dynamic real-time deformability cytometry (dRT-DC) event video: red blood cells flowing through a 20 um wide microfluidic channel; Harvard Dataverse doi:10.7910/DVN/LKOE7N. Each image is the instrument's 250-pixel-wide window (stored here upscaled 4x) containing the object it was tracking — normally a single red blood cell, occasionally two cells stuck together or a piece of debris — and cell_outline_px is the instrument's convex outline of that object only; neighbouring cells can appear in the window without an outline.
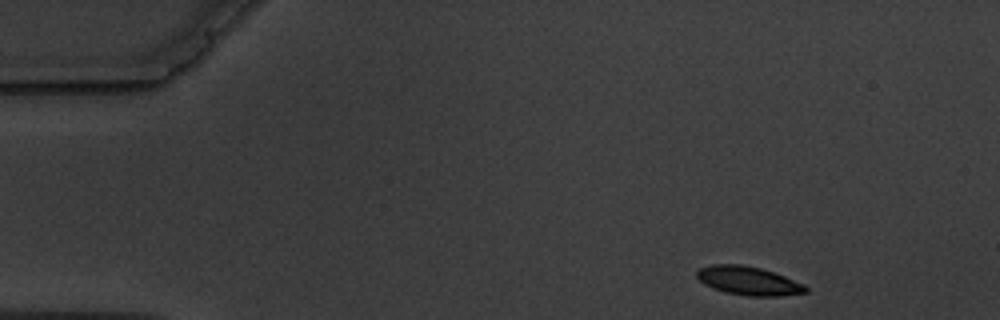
{"species": "common noctule bat (a hibernating species)", "species_latin": "Nyctalus noctula", "temperature_condition": "warm", "stored_images_in_passage": 3, "camera_frame_rate_fps": 3000, "um_per_image_px": 0.085, "animal": {"sex": "male", "body_mass_g": 19.5, "forearm_length_mm": 54.6}, "frame": {"image": 1, "passage_image": 1, "time_ms": 0.0, "image_size_px": [1000, 320], "cell_outline_px": [[808, 292], [780, 296], [748, 296], [724, 292], [712, 288], [704, 284], [696, 276], [696, 272], [700, 268], [712, 264], [740, 264], [760, 268], [784, 276], [804, 284], [808, 288]], "centroid_in_image_um": [63.61, 23.87], "position_along_channel_um": 21.4, "area_um2": 18.15}}